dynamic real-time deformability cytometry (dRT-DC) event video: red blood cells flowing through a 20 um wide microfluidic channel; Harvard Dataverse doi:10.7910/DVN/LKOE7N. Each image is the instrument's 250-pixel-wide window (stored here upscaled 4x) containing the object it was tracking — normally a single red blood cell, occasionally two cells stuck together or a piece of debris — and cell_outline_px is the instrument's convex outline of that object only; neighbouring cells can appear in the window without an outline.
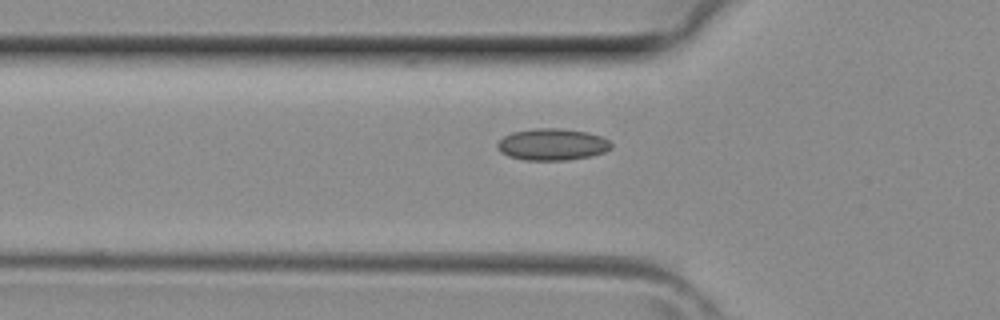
{"species": "common noctule bat (a hibernating species)", "species_latin": "Nyctalus noctula", "temperature_condition": "room temperature", "stored_images_in_passage": 27, "camera_frame_rate_fps": 3000, "um_per_image_px": 0.085, "animal": {"sex": "female", "body_mass_g": 29.2, "forearm_length_mm": 56.3}, "frame": {"image": 1, "passage_image": 4, "time_ms": 1.0, "image_size_px": [1000, 320], "cell_outline_px": [[612, 148], [604, 152], [592, 156], [568, 160], [524, 160], [508, 156], [500, 152], [496, 148], [496, 144], [504, 136], [512, 132], [536, 128], [560, 128], [588, 132], [600, 136], [608, 140], [612, 144]], "centroid_in_image_um": [46.93, 12.28], "position_along_channel_um": 78.9, "area_um2": 21.21}}
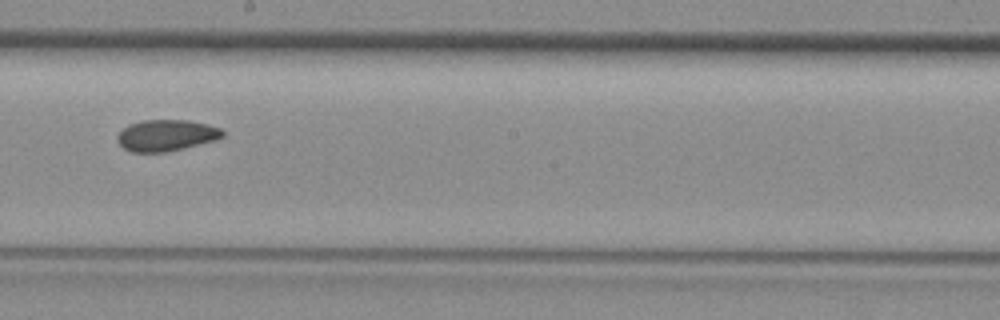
{"frame": {"image": 2, "passage_image": 13, "time_ms": 4.0, "image_size_px": [1000, 320], "cell_outline_px": [[224, 136], [216, 140], [184, 148], [164, 152], [132, 152], [124, 148], [116, 140], [116, 136], [128, 124], [144, 120], [188, 120], [208, 124], [220, 128], [224, 132]], "centroid_in_image_um": [14.14, 11.5], "position_along_channel_um": 234.1, "area_um2": 19.25}}
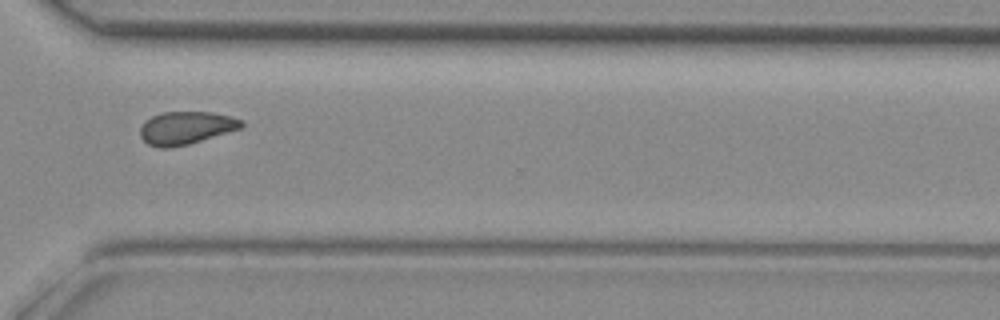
{"frame": {"image": 3, "passage_image": 20, "time_ms": 6.333, "image_size_px": [1000, 320], "cell_outline_px": [[244, 124], [240, 128], [188, 144], [168, 148], [160, 148], [148, 144], [140, 136], [140, 128], [152, 116], [164, 112], [212, 112], [232, 116], [244, 120]], "centroid_in_image_um": [15.83, 10.86], "position_along_channel_um": 354.8, "area_um2": 19.13}}